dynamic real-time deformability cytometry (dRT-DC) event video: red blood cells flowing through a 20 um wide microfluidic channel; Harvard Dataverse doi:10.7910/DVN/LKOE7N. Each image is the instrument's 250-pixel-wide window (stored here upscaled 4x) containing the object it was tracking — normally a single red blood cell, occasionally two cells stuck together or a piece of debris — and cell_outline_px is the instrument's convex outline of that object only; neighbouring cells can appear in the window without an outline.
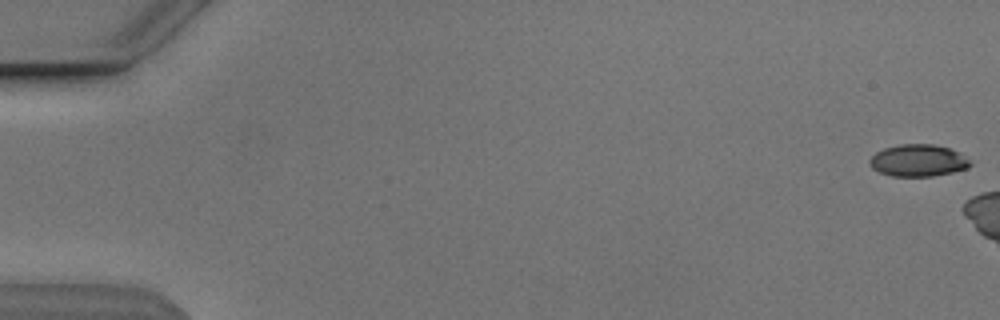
{"species": "Egyptian fruit bat (a non-hibernating species)", "species_latin": "Rousettus aegyptiacus", "temperature_condition": "cold", "stored_images_in_passage": 9, "camera_frame_rate_fps": 3000, "um_per_image_px": 0.085, "animal": {"sex": "male"}, "frame": {"image": 1, "passage_image": 1, "time_ms": 0.0, "image_size_px": [1000, 320], "cell_outline_px": [[972, 164], [968, 168], [952, 172], [932, 176], [892, 176], [880, 172], [872, 168], [868, 164], [868, 160], [876, 152], [884, 148], [900, 144], [932, 144], [948, 148], [960, 152]], "centroid_in_image_um": [78.02, 13.64], "position_along_channel_um": 7.0, "area_um2": 18.73}}